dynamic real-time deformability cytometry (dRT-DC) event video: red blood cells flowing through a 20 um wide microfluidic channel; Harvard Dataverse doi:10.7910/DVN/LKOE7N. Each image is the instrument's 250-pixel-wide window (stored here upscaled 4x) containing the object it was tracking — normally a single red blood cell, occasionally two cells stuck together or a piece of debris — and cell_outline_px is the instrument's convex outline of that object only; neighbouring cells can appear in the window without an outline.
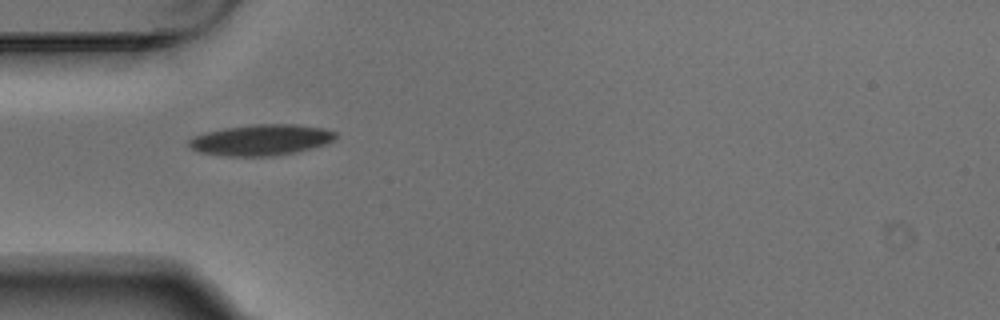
{"species": "Egyptian fruit bat (a non-hibernating species)", "species_latin": "Rousettus aegyptiacus", "temperature_condition": "warm", "stored_images_in_passage": 1, "camera_frame_rate_fps": 3000, "um_per_image_px": 0.085, "animal": {"sex": "male"}, "frame": {"image": 1, "passage_image": 1, "time_ms": 0.0, "image_size_px": [1000, 320], "cell_outline_px": [[336, 136], [332, 140], [324, 144], [296, 152], [272, 156], [224, 156], [200, 152], [192, 148], [188, 144], [188, 140], [192, 136], [224, 128], [252, 124], [296, 124], [324, 128], [336, 132]], "centroid_in_image_um": [22.17, 11.89], "position_along_channel_um": 62.8, "area_um2": 26.36}}